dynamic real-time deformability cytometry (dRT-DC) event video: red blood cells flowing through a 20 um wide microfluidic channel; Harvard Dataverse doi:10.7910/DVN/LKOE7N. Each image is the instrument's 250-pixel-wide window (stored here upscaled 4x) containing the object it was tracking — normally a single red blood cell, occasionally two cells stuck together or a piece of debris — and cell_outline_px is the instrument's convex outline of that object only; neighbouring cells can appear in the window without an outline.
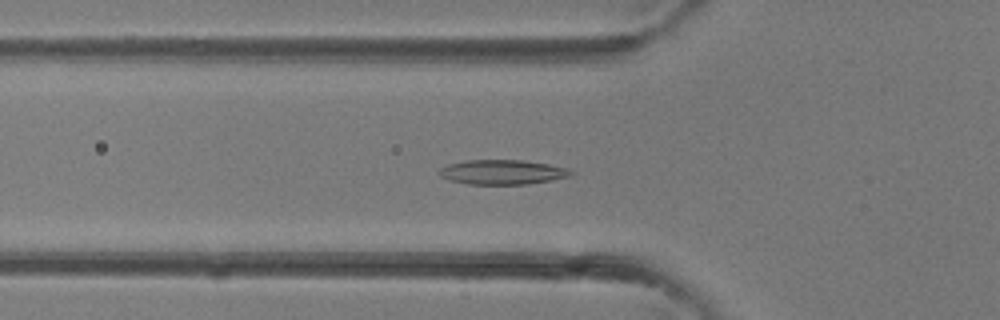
{"species": "common noctule bat (a hibernating species)", "species_latin": "Nyctalus noctula", "temperature_condition": "room temperature", "stored_images_in_passage": 34, "camera_frame_rate_fps": 3000, "um_per_image_px": 0.085, "animal": {"sex": "female"}, "frame": {"image": 1, "passage_image": 13, "time_ms": 4.0, "image_size_px": [1000, 320], "cell_outline_px": [[576, 172], [572, 176], [552, 180], [528, 184], [468, 184], [448, 180], [440, 176], [436, 172], [440, 168], [448, 164], [464, 160], [524, 160], [548, 164], [568, 168]], "centroid_in_image_um": [42.71, 14.63], "position_along_channel_um": 83.1, "area_um2": 19.19}}
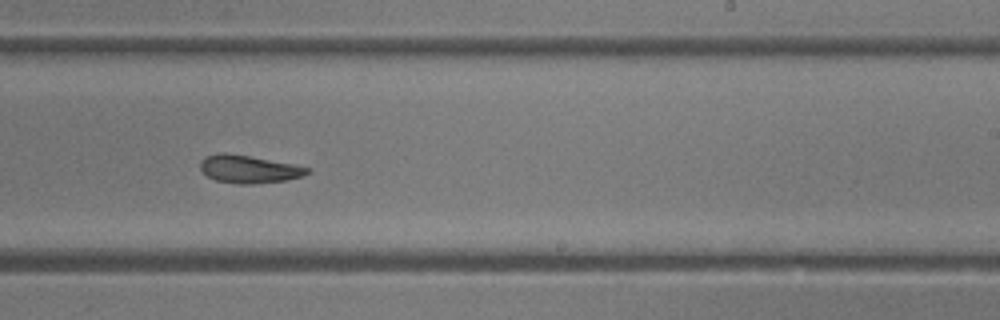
{"frame": {"image": 2, "passage_image": 24, "time_ms": 7.667, "image_size_px": [1000, 320], "cell_outline_px": [[312, 172], [304, 176], [284, 180], [252, 184], [236, 184], [216, 180], [208, 176], [200, 168], [200, 160], [204, 156], [216, 152], [228, 152], [292, 164], [308, 168]], "centroid_in_image_um": [21.11, 14.36], "position_along_channel_um": 267.9, "area_um2": 17.4}}
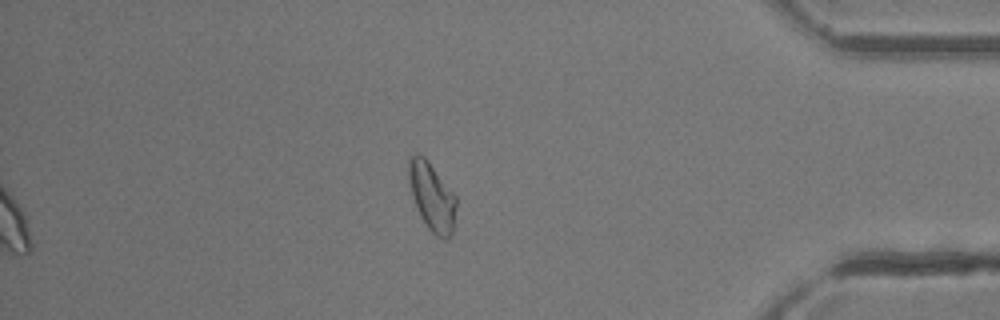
{"frame": {"image": 3, "passage_image": 34, "time_ms": 11.0, "image_size_px": [1000, 320], "cell_outline_px": [[456, 208], [452, 236], [448, 240], [444, 240], [436, 236], [428, 228], [420, 216], [416, 208], [412, 196], [408, 180], [408, 156], [416, 152], [424, 156], [428, 160], [456, 196]], "centroid_in_image_um": [36.7, 16.71], "position_along_channel_um": 398.5, "area_um2": 19.25}}